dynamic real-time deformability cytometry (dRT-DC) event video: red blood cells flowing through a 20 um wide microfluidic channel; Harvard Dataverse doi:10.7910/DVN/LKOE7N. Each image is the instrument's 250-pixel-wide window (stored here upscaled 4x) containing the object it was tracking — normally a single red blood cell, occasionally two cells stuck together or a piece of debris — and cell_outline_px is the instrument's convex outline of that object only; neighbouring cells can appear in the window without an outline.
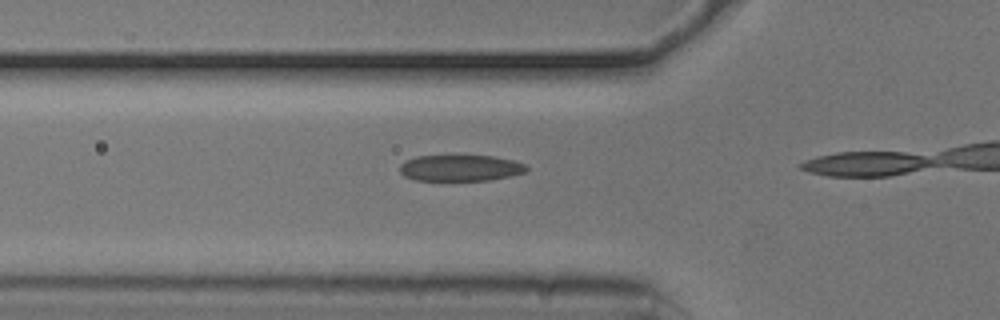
{"species": "common noctule bat (a hibernating species)", "species_latin": "Nyctalus noctula", "temperature_condition": "cold", "stored_images_in_passage": 11, "camera_frame_rate_fps": 3000, "um_per_image_px": 0.085, "animal": {"sex": "male", "body_mass_g": 20.5, "forearm_length_mm": 52.5}, "frame": {"image": 1, "passage_image": 10, "time_ms": 3.0, "image_size_px": [1000, 320], "cell_outline_px": [[528, 168], [524, 172], [512, 176], [488, 180], [416, 180], [404, 176], [400, 172], [400, 164], [404, 160], [416, 156], [492, 156], [512, 160], [524, 164]], "centroid_in_image_um": [39.1, 14.28], "position_along_channel_um": 86.7, "area_um2": 19.25}}